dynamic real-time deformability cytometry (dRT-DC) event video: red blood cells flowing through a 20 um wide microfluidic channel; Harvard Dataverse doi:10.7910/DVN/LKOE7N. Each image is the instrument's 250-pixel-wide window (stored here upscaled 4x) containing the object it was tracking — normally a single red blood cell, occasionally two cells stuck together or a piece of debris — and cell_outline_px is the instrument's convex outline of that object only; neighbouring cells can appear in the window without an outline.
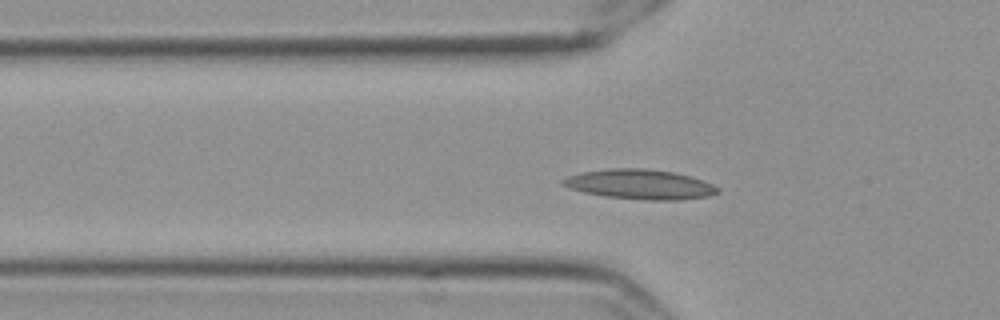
{"species": "Egyptian fruit bat (a non-hibernating species)", "species_latin": "Rousettus aegyptiacus", "temperature_condition": "cold", "stored_images_in_passage": 49, "camera_frame_rate_fps": 3000, "um_per_image_px": 0.085, "frame": {"image": 1, "passage_image": 10, "time_ms": 3.0, "image_size_px": [1000, 320], "cell_outline_px": [[720, 192], [708, 196], [680, 200], [644, 200], [604, 196], [584, 192], [560, 184], [560, 180], [568, 176], [584, 172], [612, 168], [648, 168], [672, 172], [688, 176], [712, 184], [720, 188]], "centroid_in_image_um": [54.4, 15.67], "position_along_channel_um": 71.4, "area_um2": 26.7}}
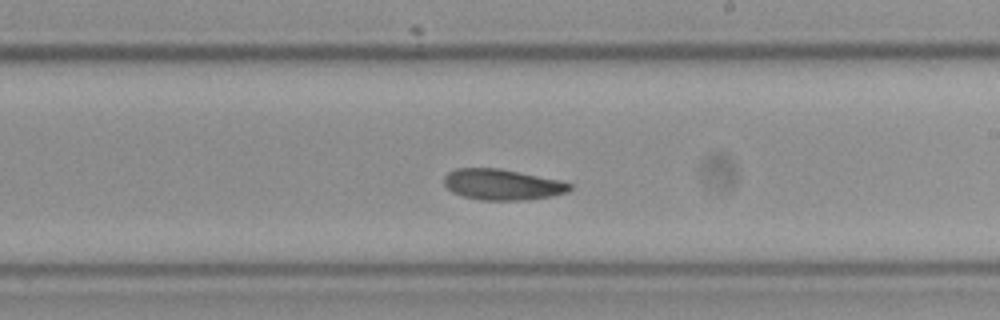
{"frame": {"image": 2, "passage_image": 25, "time_ms": 8.0, "image_size_px": [1000, 320], "cell_outline_px": [[572, 188], [568, 192], [552, 196], [520, 200], [480, 200], [464, 196], [452, 192], [444, 184], [444, 176], [448, 172], [456, 168], [500, 168], [560, 180], [572, 184]], "centroid_in_image_um": [42.69, 15.68], "position_along_channel_um": 246.3, "area_um2": 22.6}}
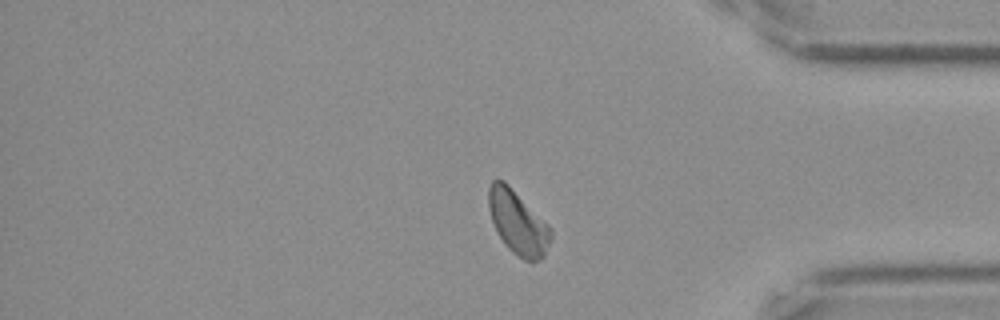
{"frame": {"image": 3, "passage_image": 39, "time_ms": 12.667, "image_size_px": [1000, 320], "cell_outline_px": [[552, 236], [544, 256], [536, 260], [524, 260], [512, 252], [504, 244], [492, 220], [488, 208], [488, 188], [492, 180], [504, 180], [552, 228]], "centroid_in_image_um": [44.01, 18.9], "position_along_channel_um": 391.2, "area_um2": 22.83}, "authors_computed_cell_mechanics": {"area_um2": 22.831, "velocity_mm_per_s": 3.4982, "shape_relaxation_time_tau1_ms": null, "shape_relaxation_time_tau2_ms": 8.6243, "deformation_change_tau1": null, "deformation_change_tau2": 0.1424}}